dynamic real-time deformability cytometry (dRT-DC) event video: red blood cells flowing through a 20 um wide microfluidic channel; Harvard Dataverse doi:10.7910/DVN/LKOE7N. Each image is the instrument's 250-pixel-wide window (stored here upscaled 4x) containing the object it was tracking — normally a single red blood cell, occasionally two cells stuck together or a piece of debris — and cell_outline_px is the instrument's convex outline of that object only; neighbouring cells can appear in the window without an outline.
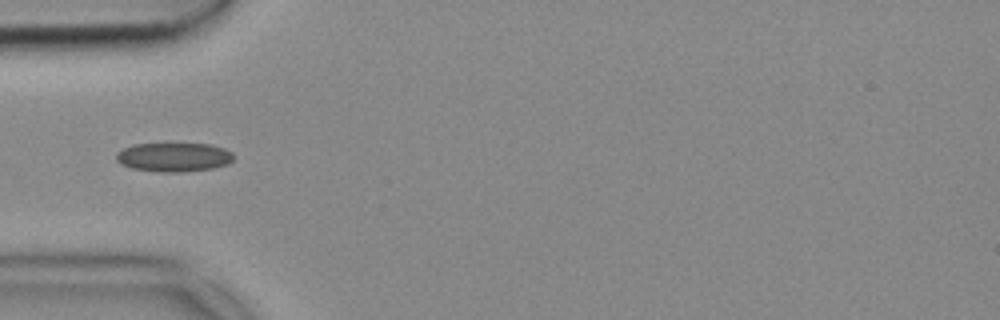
{"species": "common noctule bat (a hibernating species)", "species_latin": "Nyctalus noctula", "temperature_condition": "cold", "stored_images_in_passage": 37, "camera_frame_rate_fps": 3000, "um_per_image_px": 0.085, "animal": {"sex": "female", "body_mass_g": 18.4}, "frame": {"image": 1, "passage_image": 1, "time_ms": 0.0, "image_size_px": [1000, 320], "cell_outline_px": [[232, 160], [228, 164], [212, 168], [184, 172], [160, 172], [132, 168], [120, 164], [116, 160], [116, 152], [132, 144], [168, 140], [208, 144], [224, 148], [232, 152]], "centroid_in_image_um": [14.73, 13.29], "position_along_channel_um": 70.3, "area_um2": 20.92}}
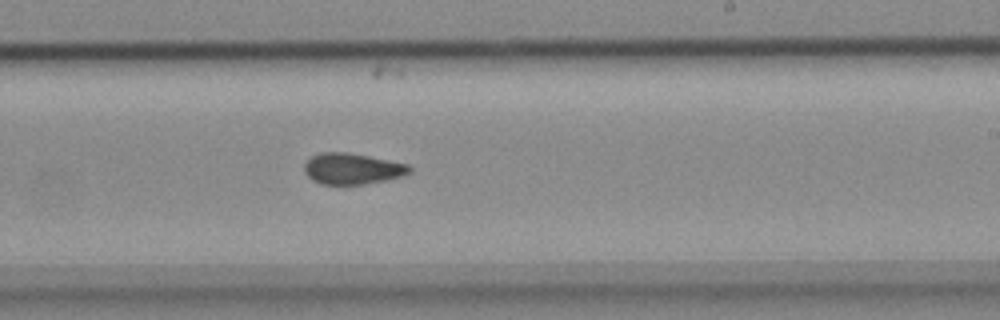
{"frame": {"image": 2, "passage_image": 16, "time_ms": 5.0, "image_size_px": [1000, 320], "cell_outline_px": [[412, 172], [400, 176], [384, 180], [364, 184], [320, 184], [312, 180], [304, 172], [304, 164], [312, 156], [324, 152], [344, 152], [368, 156], [408, 164], [412, 168]], "centroid_in_image_um": [29.93, 14.34], "position_along_channel_um": 259.1, "area_um2": 18.84}}
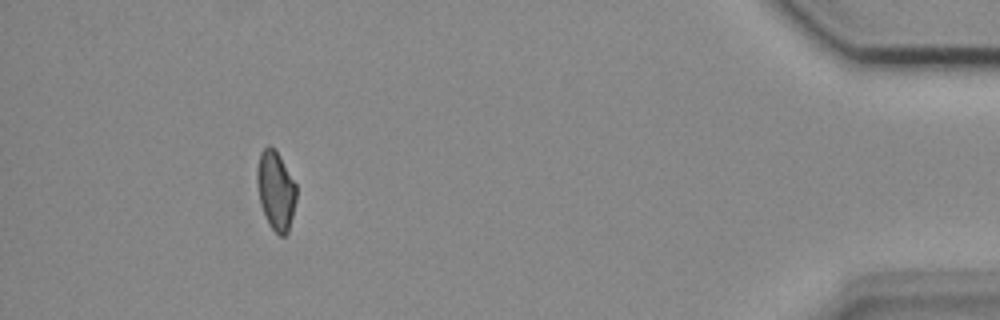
{"frame": {"image": 3, "passage_image": 33, "time_ms": 10.667, "image_size_px": [1000, 320], "cell_outline_px": [[296, 200], [288, 232], [284, 236], [280, 236], [268, 224], [260, 204], [256, 180], [256, 168], [260, 152], [268, 144], [276, 148], [296, 184]], "centroid_in_image_um": [23.42, 16.15], "position_along_channel_um": 411.8, "area_um2": 18.32}}